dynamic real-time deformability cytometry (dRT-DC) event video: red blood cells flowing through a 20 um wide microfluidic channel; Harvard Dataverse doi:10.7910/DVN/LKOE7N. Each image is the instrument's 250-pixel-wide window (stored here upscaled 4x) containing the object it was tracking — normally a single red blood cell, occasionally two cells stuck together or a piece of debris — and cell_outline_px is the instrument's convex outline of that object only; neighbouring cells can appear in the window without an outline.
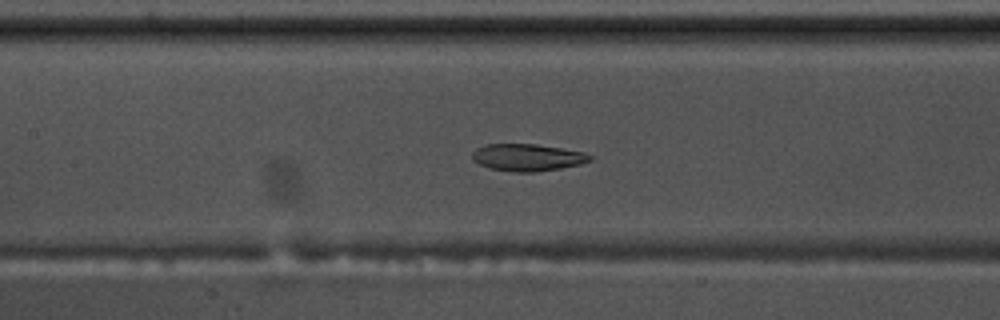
{"species": "common noctule bat (a hibernating species)", "species_latin": "Nyctalus noctula", "temperature_condition": "warm", "stored_images_in_passage": 52, "camera_frame_rate_fps": 3000, "um_per_image_px": 0.085, "animal": {"sex": "male", "body_mass_g": 17.5, "forearm_length_mm": 52.3}, "frame": {"image": 1, "passage_image": 25, "time_ms": 8.0, "image_size_px": [1000, 320], "cell_outline_px": [[592, 160], [580, 164], [560, 168], [536, 172], [516, 172], [488, 168], [472, 160], [472, 152], [476, 148], [484, 144], [536, 144], [584, 152], [592, 156]], "centroid_in_image_um": [44.81, 13.38], "position_along_channel_um": 162.6, "area_um2": 18.61}}
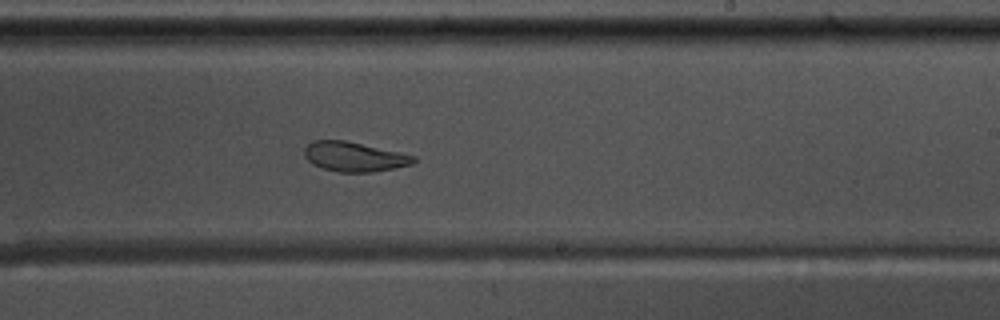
{"frame": {"image": 2, "passage_image": 33, "time_ms": 10.667, "image_size_px": [1000, 320], "cell_outline_px": [[416, 160], [412, 164], [396, 168], [372, 172], [336, 172], [312, 164], [304, 156], [304, 148], [312, 140], [344, 140], [400, 152], [416, 156]], "centroid_in_image_um": [30.1, 13.32], "position_along_channel_um": 258.9, "area_um2": 18.9}}
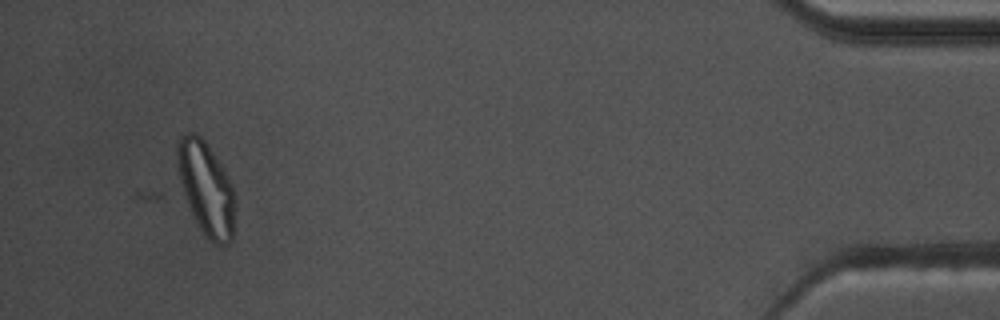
{"frame": {"image": 3, "passage_image": 52, "time_ms": 17.0, "image_size_px": [1000, 320], "cell_outline_px": [[236, 204], [232, 240], [228, 244], [216, 244], [208, 240], [204, 236], [188, 204], [184, 192], [176, 160], [176, 144], [180, 136], [188, 132], [196, 132], [204, 140], [228, 176], [236, 192]], "centroid_in_image_um": [17.56, 16.02], "position_along_channel_um": 417.6, "area_um2": 31.44}, "authors_computed_cell_mechanics": {"area_um2": 21.2126, "velocity_mm_per_s": 3.63, "shape_relaxation_time_tau1_ms": 7.4261, "shape_relaxation_time_tau2_ms": 2.7181, "deformation_change_tau1": 0.1999, "deformation_change_tau2": 0.0947}}